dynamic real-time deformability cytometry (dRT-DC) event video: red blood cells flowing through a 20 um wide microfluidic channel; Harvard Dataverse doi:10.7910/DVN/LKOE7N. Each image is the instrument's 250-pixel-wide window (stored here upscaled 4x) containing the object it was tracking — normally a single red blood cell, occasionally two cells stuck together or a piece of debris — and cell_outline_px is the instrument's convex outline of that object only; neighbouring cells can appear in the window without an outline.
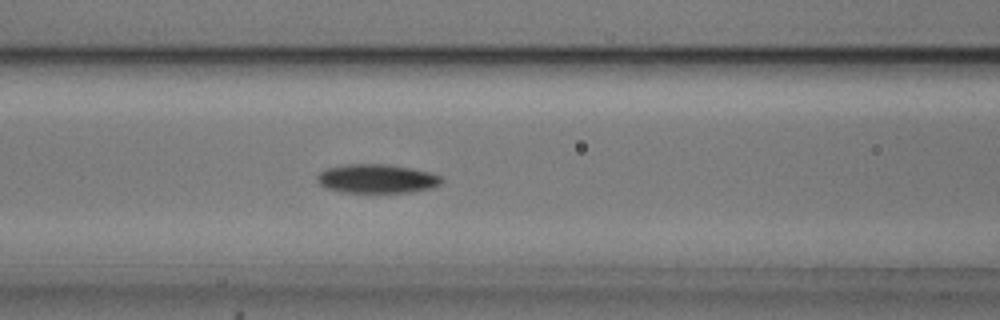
{"species": "common noctule bat (a hibernating species)", "species_latin": "Nyctalus noctula", "temperature_condition": "cold", "stored_images_in_passage": 41, "camera_frame_rate_fps": 3000, "um_per_image_px": 0.085, "animal": {"sex": "male", "body_mass_g": 20.5, "forearm_length_mm": 52.5}, "frame": {"image": 1, "passage_image": 16, "time_ms": 5.0, "image_size_px": [1000, 320], "cell_outline_px": [[444, 180], [440, 184], [432, 188], [412, 192], [344, 192], [324, 188], [316, 180], [316, 176], [324, 168], [344, 164], [388, 164], [412, 168], [432, 172], [440, 176]], "centroid_in_image_um": [32.02, 15.18], "position_along_channel_um": 134.6, "area_um2": 21.27}}
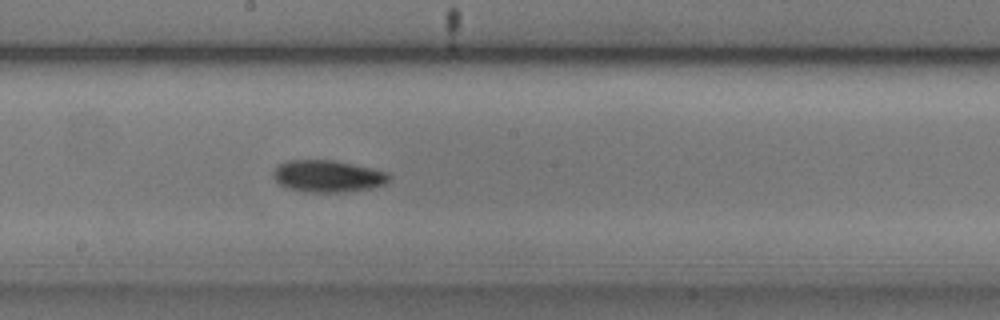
{"frame": {"image": 2, "passage_image": 23, "time_ms": 7.333, "image_size_px": [1000, 320], "cell_outline_px": [[392, 176], [384, 184], [372, 188], [344, 192], [308, 192], [288, 188], [280, 184], [272, 176], [272, 172], [276, 164], [284, 160], [332, 160], [372, 168], [388, 172]], "centroid_in_image_um": [27.83, 14.96], "position_along_channel_um": 220.4, "area_um2": 21.73}}
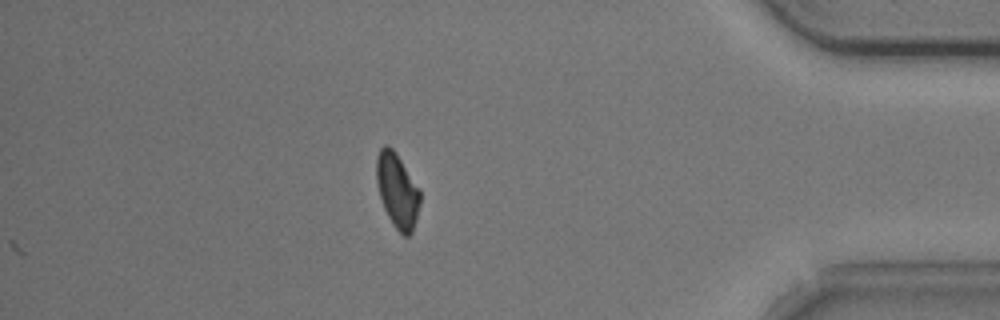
{"frame": {"image": 3, "passage_image": 41, "time_ms": 13.333, "image_size_px": [1000, 320], "cell_outline_px": [[420, 204], [416, 220], [412, 232], [408, 236], [404, 236], [392, 224], [384, 208], [380, 196], [376, 180], [376, 156], [380, 148], [384, 144], [388, 144], [396, 152], [420, 188]], "centroid_in_image_um": [33.77, 16.16], "position_along_channel_um": 401.4, "area_um2": 19.13}, "authors_computed_cell_mechanics": {"area_um2": 19.9988, "velocity_mm_per_s": 3.6771, "shape_relaxation_time_tau1_ms": 2.9263, "shape_relaxation_time_tau2_ms": null, "deformation_change_tau1": 0.1216, "deformation_change_tau2": null}}